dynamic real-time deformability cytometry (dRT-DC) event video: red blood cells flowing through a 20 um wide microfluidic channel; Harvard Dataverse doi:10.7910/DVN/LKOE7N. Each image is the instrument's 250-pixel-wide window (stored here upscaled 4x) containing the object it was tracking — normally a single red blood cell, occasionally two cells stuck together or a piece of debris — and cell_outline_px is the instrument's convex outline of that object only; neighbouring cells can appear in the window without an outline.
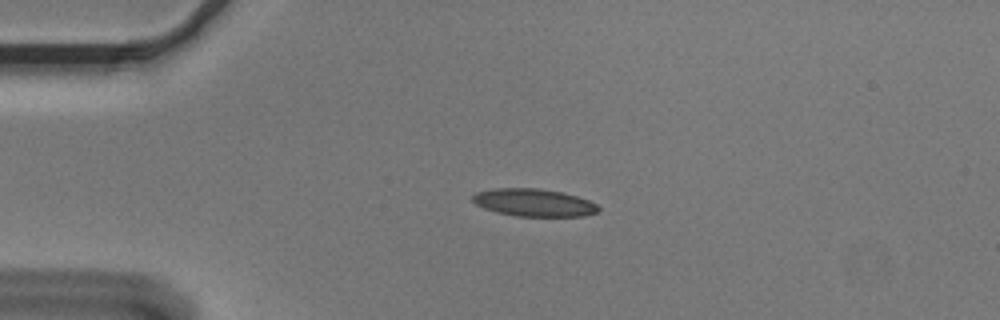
{"species": "Egyptian fruit bat (a non-hibernating species)", "species_latin": "Rousettus aegyptiacus", "temperature_condition": "cold", "stored_images_in_passage": 4, "camera_frame_rate_fps": 3000, "um_per_image_px": 0.085, "animal": {"sex": "male"}, "frame": {"image": 1, "passage_image": 3, "time_ms": 0.667, "image_size_px": [1000, 320], "cell_outline_px": [[600, 208], [596, 212], [584, 216], [516, 216], [496, 212], [484, 208], [476, 204], [472, 200], [472, 196], [476, 192], [492, 188], [536, 188], [560, 192], [576, 196], [588, 200], [596, 204]], "centroid_in_image_um": [45.34, 17.22], "position_along_channel_um": 39.7, "area_um2": 20.11}}